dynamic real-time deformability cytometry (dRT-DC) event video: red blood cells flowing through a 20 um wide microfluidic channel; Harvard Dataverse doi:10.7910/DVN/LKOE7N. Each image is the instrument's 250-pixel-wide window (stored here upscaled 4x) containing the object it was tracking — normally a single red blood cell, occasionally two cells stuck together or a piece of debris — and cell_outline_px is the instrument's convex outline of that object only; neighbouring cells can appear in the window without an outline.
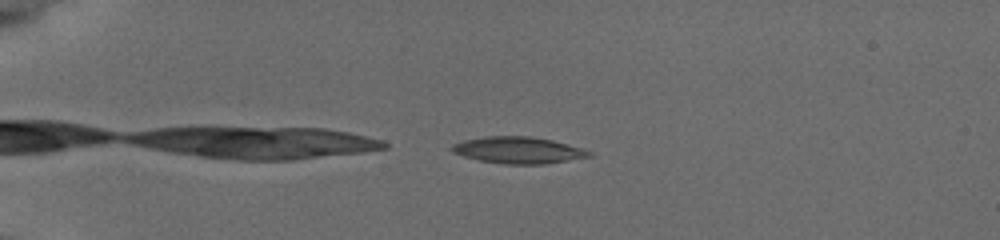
{"species": "common noctule bat (a hibernating species)", "species_latin": "Nyctalus noctula", "temperature_condition": "cold", "stored_images_in_passage": 29, "camera_frame_rate_fps": 3000, "um_per_image_px": 0.085, "animal": {"sex": "female", "body_mass_g": 19.5, "forearm_length_mm": 54.1}, "frame": {"image": 1, "passage_image": 8, "time_ms": 1.0, "image_size_px": [1000, 240], "cell_outline_px": [[596, 156], [544, 164], [504, 164], [480, 160], [464, 156], [452, 152], [448, 148], [452, 144], [464, 140], [488, 136], [528, 136], [552, 140], [580, 148], [592, 152]], "centroid_in_image_um": [44.05, 12.77], "position_along_channel_um": 40.9, "area_um2": 21.27}}
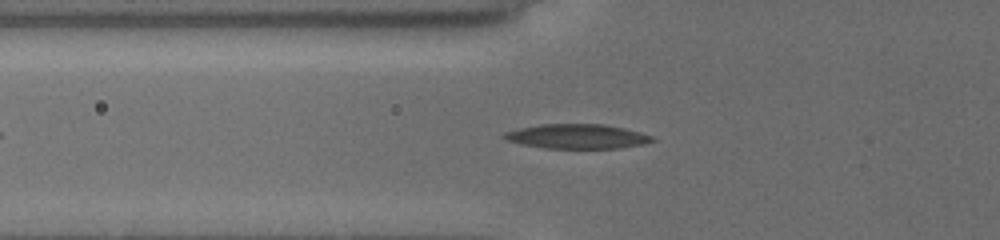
{"frame": {"image": 2, "passage_image": 25, "time_ms": 3.333, "image_size_px": [1000, 240], "cell_outline_px": [[656, 140], [640, 144], [620, 148], [544, 148], [520, 144], [504, 140], [500, 136], [504, 132], [520, 128], [540, 124], [604, 124], [624, 128], [652, 136]], "centroid_in_image_um": [48.97, 11.59], "position_along_channel_um": 76.8, "area_um2": 21.15}}